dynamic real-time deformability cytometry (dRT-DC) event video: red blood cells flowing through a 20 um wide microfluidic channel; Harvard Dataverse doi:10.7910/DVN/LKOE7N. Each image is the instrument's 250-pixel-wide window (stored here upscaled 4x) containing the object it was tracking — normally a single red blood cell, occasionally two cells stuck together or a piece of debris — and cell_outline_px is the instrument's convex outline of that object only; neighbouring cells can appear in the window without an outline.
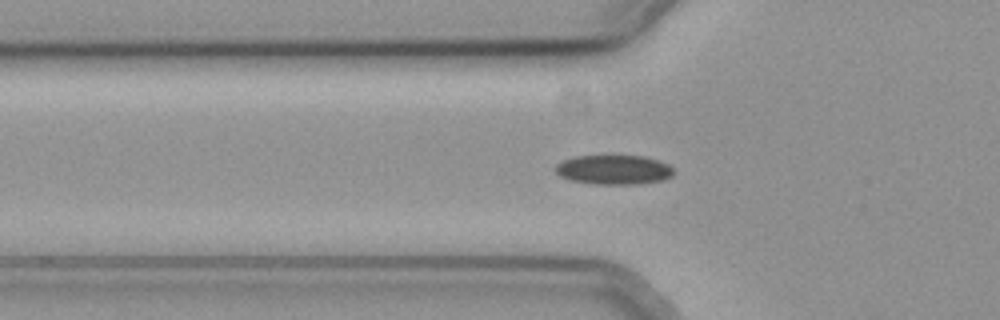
{"species": "common noctule bat (a hibernating species)", "species_latin": "Nyctalus noctula", "temperature_condition": "cold", "stored_images_in_passage": 58, "segment_of_instrument_passage": [1, 2], "camera_frame_rate_fps": 3000, "um_per_image_px": 0.085, "animal": {"sex": "female", "body_mass_g": 19.3, "forearm_length_mm": 54.1}, "frame": {"image": 1, "passage_image": 20, "time_ms": 6.333, "image_size_px": [1000, 320], "cell_outline_px": [[676, 172], [672, 176], [664, 180], [636, 184], [592, 184], [572, 180], [560, 176], [556, 172], [556, 164], [564, 160], [576, 156], [644, 156], [668, 164]], "centroid_in_image_um": [52.2, 14.43], "position_along_channel_um": 73.6, "area_um2": 20.23}}
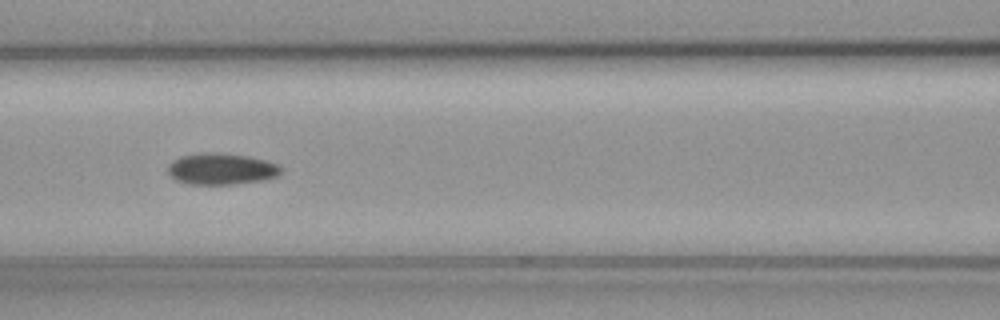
{"frame": {"image": 2, "passage_image": 26, "time_ms": 8.333, "image_size_px": [1000, 320], "cell_outline_px": [[280, 176], [264, 180], [232, 184], [188, 184], [176, 180], [168, 172], [168, 164], [172, 160], [180, 156], [200, 152], [212, 152], [248, 156], [264, 160], [276, 164], [280, 168]], "centroid_in_image_um": [18.78, 14.35], "position_along_channel_um": 147.8, "area_um2": 20.69}}
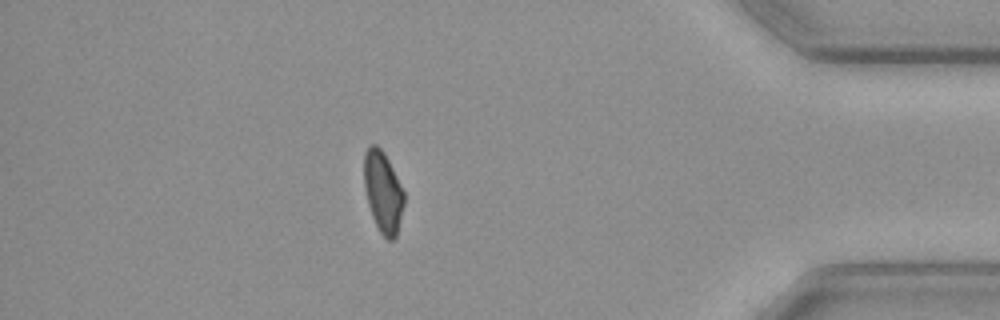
{"frame": {"image": 3, "passage_image": 50, "time_ms": 16.333, "image_size_px": [1000, 320], "cell_outline_px": [[404, 204], [396, 236], [392, 240], [388, 240], [380, 232], [372, 216], [368, 204], [364, 188], [364, 152], [372, 144], [376, 144], [384, 152], [404, 192]], "centroid_in_image_um": [32.54, 16.3], "position_along_channel_um": 402.7, "area_um2": 18.73}}